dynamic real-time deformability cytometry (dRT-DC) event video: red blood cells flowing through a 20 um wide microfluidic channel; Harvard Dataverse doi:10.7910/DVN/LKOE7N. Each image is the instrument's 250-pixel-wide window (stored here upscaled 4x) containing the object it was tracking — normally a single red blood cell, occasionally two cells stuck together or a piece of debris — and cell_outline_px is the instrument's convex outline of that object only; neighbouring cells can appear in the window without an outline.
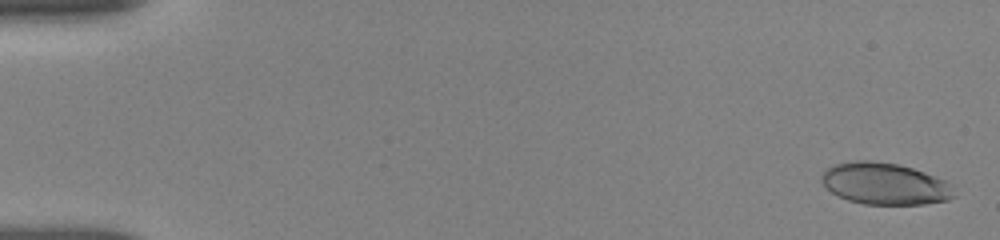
{"species": "human", "species_latin": "Homo sapiens", "temperature_condition": "room temperature", "stored_images_in_passage": 12, "camera_frame_rate_fps": 3000, "um_per_image_px": 0.085, "donor": {"sex": "female"}, "frame": {"image": 1, "passage_image": 3, "time_ms": 0.333, "image_size_px": [1000, 240], "cell_outline_px": [[956, 196], [948, 200], [924, 204], [864, 204], [848, 200], [832, 192], [820, 180], [820, 176], [824, 168], [836, 164], [856, 160], [872, 160], [896, 164], [912, 168], [936, 176], [952, 184]], "centroid_in_image_um": [75.22, 15.61], "position_along_channel_um": 9.8, "area_um2": 32.37}}